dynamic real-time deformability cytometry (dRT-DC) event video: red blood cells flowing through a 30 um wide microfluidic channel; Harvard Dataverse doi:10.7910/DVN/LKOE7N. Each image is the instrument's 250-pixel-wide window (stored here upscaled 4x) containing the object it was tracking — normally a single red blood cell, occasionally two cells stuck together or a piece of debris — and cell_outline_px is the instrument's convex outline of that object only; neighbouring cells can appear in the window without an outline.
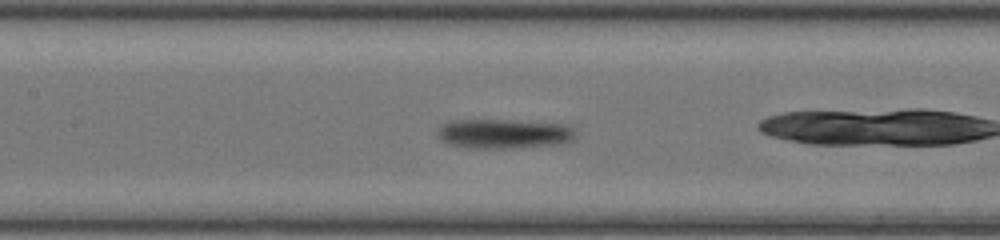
{"species": "common noctule bat (a hibernating species)", "species_latin": "Nyctalus noctula", "temperature_condition": "room temperature", "stored_images_in_passage": 32, "camera_frame_rate_fps": 3000, "um_per_image_px": 0.085, "animal": {"sex": "female", "body_mass_g": 20.0, "forearm_length_mm": 54.0}, "frame": {"image": 1, "passage_image": 14, "time_ms": 4.333, "image_size_px": [1000, 240], "cell_outline_px": [[576, 136], [572, 140], [560, 144], [512, 148], [476, 148], [452, 144], [444, 140], [440, 136], [440, 128], [444, 124], [452, 120], [508, 120], [568, 124], [576, 132]], "centroid_in_image_um": [42.95, 11.36], "position_along_channel_um": 164.5, "area_um2": 23.41}}